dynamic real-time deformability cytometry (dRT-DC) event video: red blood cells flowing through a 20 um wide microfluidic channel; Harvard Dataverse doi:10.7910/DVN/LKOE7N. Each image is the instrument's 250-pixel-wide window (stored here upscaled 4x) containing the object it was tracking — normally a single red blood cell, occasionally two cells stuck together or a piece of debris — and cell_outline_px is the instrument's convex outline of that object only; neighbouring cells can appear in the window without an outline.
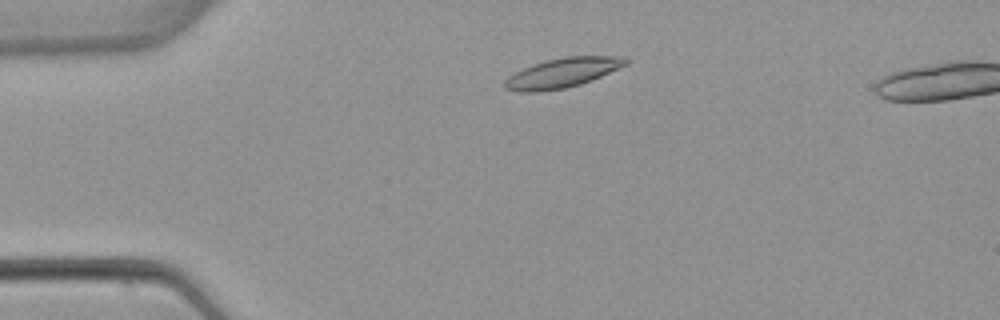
{"species": "common noctule bat (a hibernating species)", "species_latin": "Nyctalus noctula", "temperature_condition": "warm", "stored_images_in_passage": 4, "camera_frame_rate_fps": 3000, "um_per_image_px": 0.085, "animal": {"sex": "female", "body_mass_g": 22.7, "forearm_length_mm": 54.2}, "frame": {"image": 1, "passage_image": 2, "time_ms": 1.0, "image_size_px": [1000, 320], "cell_outline_px": [[632, 60], [628, 64], [592, 80], [580, 84], [564, 88], [540, 92], [516, 92], [504, 88], [504, 80], [508, 76], [532, 64], [564, 56], [628, 56]], "centroid_in_image_um": [47.84, 6.18], "position_along_channel_um": 37.2, "area_um2": 21.1}}